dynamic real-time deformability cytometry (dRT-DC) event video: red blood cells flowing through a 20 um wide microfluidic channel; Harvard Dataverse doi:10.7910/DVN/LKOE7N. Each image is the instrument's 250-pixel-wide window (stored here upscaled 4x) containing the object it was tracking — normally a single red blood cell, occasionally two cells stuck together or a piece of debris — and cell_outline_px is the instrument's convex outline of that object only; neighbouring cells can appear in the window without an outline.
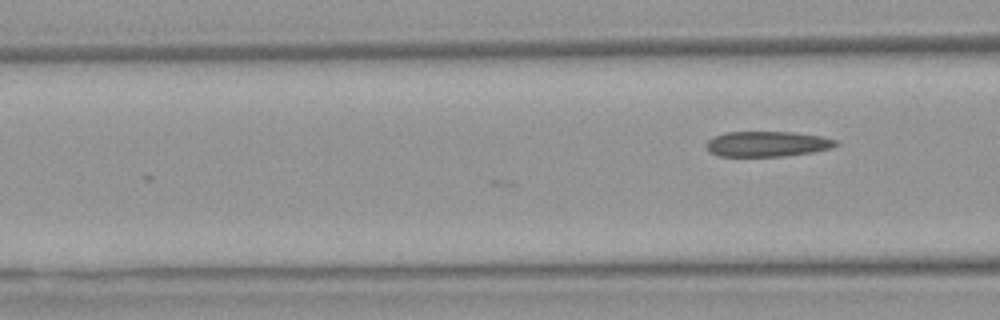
{"species": "Egyptian fruit bat (a non-hibernating species)", "species_latin": "Rousettus aegyptiacus", "temperature_condition": "warm", "stored_images_in_passage": 24, "camera_frame_rate_fps": 3000, "um_per_image_px": 0.085, "animal": {"sex": "female"}, "frame": {"image": 1, "passage_image": 24, "time_ms": 7.667, "image_size_px": [1000, 320], "cell_outline_px": [[840, 144], [832, 148], [812, 152], [784, 156], [716, 156], [704, 144], [712, 136], [724, 132], [792, 132], [820, 136], [836, 140]], "centroid_in_image_um": [65.2, 12.23], "position_along_channel_um": 101.4, "area_um2": 19.19}}